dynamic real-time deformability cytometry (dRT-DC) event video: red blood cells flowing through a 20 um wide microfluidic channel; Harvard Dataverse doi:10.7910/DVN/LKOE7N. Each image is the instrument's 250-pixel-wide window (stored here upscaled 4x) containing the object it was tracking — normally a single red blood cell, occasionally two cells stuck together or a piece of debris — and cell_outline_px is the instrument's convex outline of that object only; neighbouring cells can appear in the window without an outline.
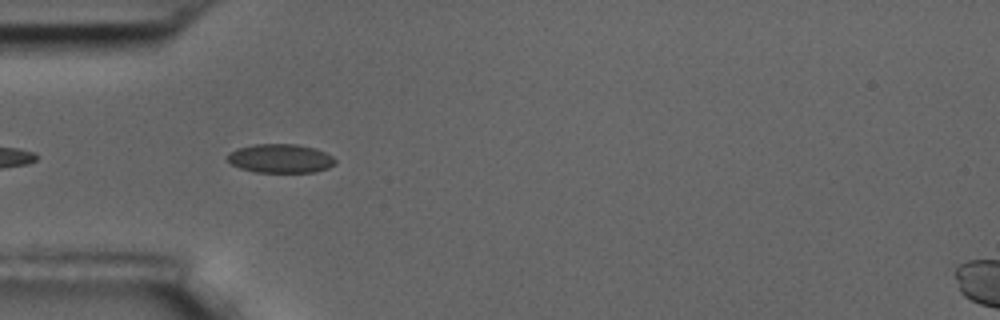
{"species": "common noctule bat (a hibernating species)", "species_latin": "Nyctalus noctula", "temperature_condition": "room temperature", "stored_images_in_passage": 6, "camera_frame_rate_fps": 3000, "um_per_image_px": 0.085, "animal": {"sex": "male", "body_mass_g": 17.5, "forearm_length_mm": 52.3}, "frame": {"image": 1, "passage_image": 3, "time_ms": 0.667, "image_size_px": [1000, 320], "cell_outline_px": [[336, 164], [328, 168], [312, 172], [252, 172], [240, 168], [232, 164], [224, 156], [228, 152], [236, 148], [252, 144], [296, 144], [316, 148], [332, 156], [336, 160]], "centroid_in_image_um": [23.8, 13.46], "position_along_channel_um": 61.2, "area_um2": 18.38}}